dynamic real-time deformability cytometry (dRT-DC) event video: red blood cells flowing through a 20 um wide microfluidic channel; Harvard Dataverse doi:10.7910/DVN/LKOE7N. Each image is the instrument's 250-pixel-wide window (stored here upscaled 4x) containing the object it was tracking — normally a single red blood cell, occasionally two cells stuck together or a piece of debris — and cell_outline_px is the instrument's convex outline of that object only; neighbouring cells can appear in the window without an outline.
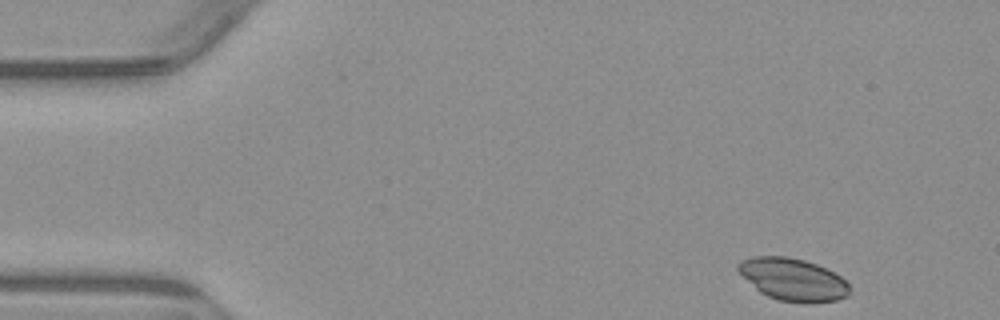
{"species": "common noctule bat (a hibernating species)", "species_latin": "Nyctalus noctula", "temperature_condition": "warm", "stored_images_in_passage": 4, "segment_of_instrument_passage": [1, 2], "camera_frame_rate_fps": 3000, "um_per_image_px": 0.085, "animal": {"sex": "male", "body_mass_g": 23.1, "forearm_length_mm": 52.7}, "frame": {"image": 1, "passage_image": 1, "time_ms": 0.0, "image_size_px": [1000, 320], "cell_outline_px": [[848, 296], [836, 300], [812, 304], [804, 304], [776, 300], [760, 292], [736, 268], [736, 264], [740, 260], [752, 256], [788, 256], [804, 260], [816, 264], [840, 276], [848, 284]], "centroid_in_image_um": [67.39, 23.76], "position_along_channel_um": 17.6, "area_um2": 27.57}}